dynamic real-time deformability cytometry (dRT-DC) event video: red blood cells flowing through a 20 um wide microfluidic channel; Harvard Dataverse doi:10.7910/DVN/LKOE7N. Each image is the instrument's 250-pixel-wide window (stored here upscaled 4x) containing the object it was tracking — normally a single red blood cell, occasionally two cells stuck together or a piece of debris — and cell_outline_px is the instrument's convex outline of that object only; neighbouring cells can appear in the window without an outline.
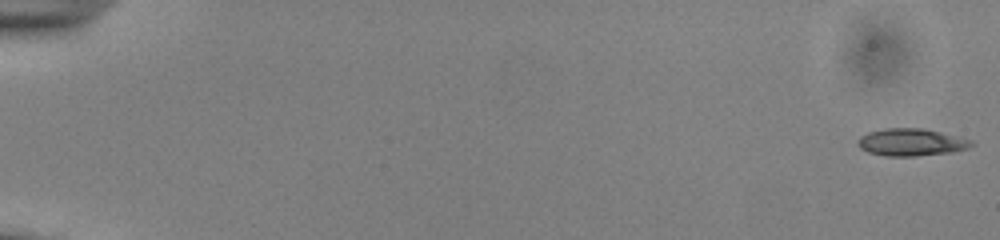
{"species": "common noctule bat (a hibernating species)", "species_latin": "Nyctalus noctula", "temperature_condition": "cold", "stored_images_in_passage": 10, "camera_frame_rate_fps": 3000, "um_per_image_px": 0.085, "animal": {"sex": "male", "body_mass_g": 13.0, "forearm_length_mm": 53.1}, "frame": {"image": 1, "passage_image": 1, "time_ms": 0.0, "image_size_px": [1000, 240], "cell_outline_px": [[976, 144], [968, 148], [952, 152], [916, 156], [884, 156], [868, 152], [860, 148], [856, 140], [860, 136], [868, 132], [884, 128], [924, 128], [972, 140]], "centroid_in_image_um": [77.44, 12.09], "position_along_channel_um": 7.6, "area_um2": 18.21}}